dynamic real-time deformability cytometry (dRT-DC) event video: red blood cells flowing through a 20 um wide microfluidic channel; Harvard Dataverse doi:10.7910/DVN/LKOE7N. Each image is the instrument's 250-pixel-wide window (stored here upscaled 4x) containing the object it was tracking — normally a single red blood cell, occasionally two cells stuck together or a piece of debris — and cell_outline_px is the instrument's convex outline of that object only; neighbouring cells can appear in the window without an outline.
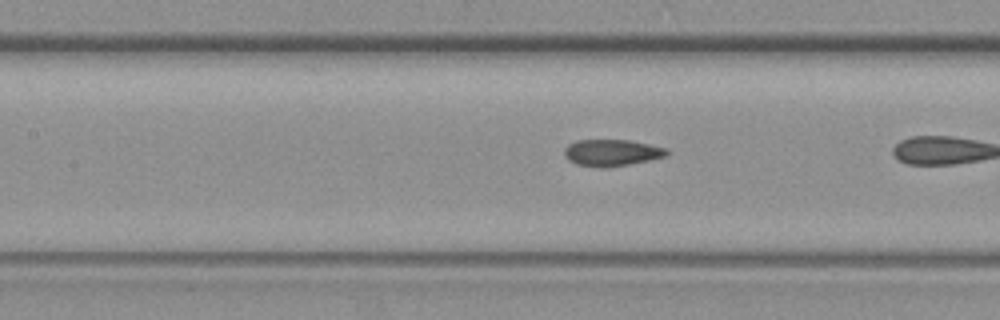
{"species": "common noctule bat (a hibernating species)", "species_latin": "Nyctalus noctula", "temperature_condition": "warm", "stored_images_in_passage": 14, "camera_frame_rate_fps": 3000, "um_per_image_px": 0.085, "animal": {"sex": "female", "body_mass_g": 19.3, "forearm_length_mm": 54.1}, "frame": {"image": 1, "passage_image": 10, "time_ms": 3.0, "image_size_px": [1000, 320], "cell_outline_px": [[668, 152], [664, 156], [648, 160], [608, 168], [600, 168], [576, 164], [568, 160], [564, 156], [564, 148], [568, 144], [576, 140], [628, 140], [668, 148]], "centroid_in_image_um": [51.94, 12.98], "position_along_channel_um": 155.5, "area_um2": 15.9}}